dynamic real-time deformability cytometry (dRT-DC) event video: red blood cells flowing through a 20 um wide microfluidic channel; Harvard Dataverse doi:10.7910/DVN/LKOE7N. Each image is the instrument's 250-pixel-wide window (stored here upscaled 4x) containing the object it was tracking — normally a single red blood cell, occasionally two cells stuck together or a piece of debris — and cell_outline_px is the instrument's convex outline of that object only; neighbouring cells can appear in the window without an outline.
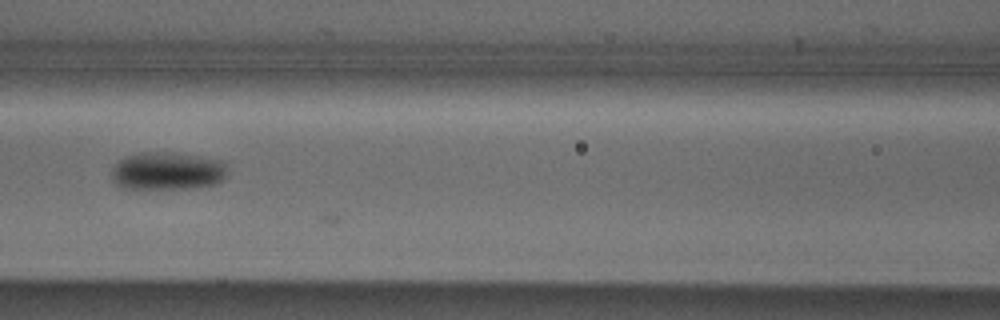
{"species": "Egyptian fruit bat (a non-hibernating species)", "species_latin": "Rousettus aegyptiacus", "temperature_condition": "cold", "stored_images_in_passage": 28, "camera_frame_rate_fps": 3000, "um_per_image_px": 0.085, "animal": {"sex": "male"}, "frame": {"image": 1, "passage_image": 24, "time_ms": 7.667, "image_size_px": [1000, 320], "cell_outline_px": [[228, 176], [216, 184], [192, 188], [124, 188], [116, 184], [112, 180], [112, 168], [124, 156], [140, 152], [172, 152], [200, 156], [224, 160], [228, 168]], "centroid_in_image_um": [14.28, 14.52], "position_along_channel_um": 152.3, "area_um2": 25.95}}
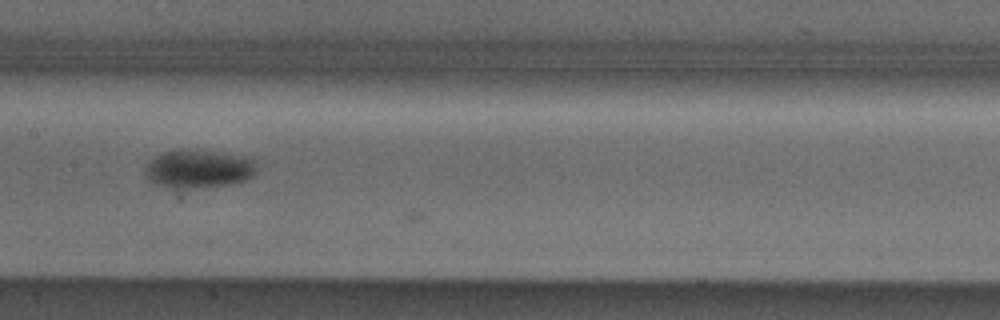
{"frame": {"image": 2, "passage_image": 27, "time_ms": 8.667, "image_size_px": [1000, 320], "cell_outline_px": [[256, 172], [248, 180], [228, 184], [192, 188], [168, 188], [156, 184], [148, 180], [144, 176], [144, 168], [148, 160], [152, 156], [160, 152], [180, 148], [212, 152], [236, 156], [256, 160]], "centroid_in_image_um": [16.77, 14.35], "position_along_channel_um": 190.6, "area_um2": 25.14}}